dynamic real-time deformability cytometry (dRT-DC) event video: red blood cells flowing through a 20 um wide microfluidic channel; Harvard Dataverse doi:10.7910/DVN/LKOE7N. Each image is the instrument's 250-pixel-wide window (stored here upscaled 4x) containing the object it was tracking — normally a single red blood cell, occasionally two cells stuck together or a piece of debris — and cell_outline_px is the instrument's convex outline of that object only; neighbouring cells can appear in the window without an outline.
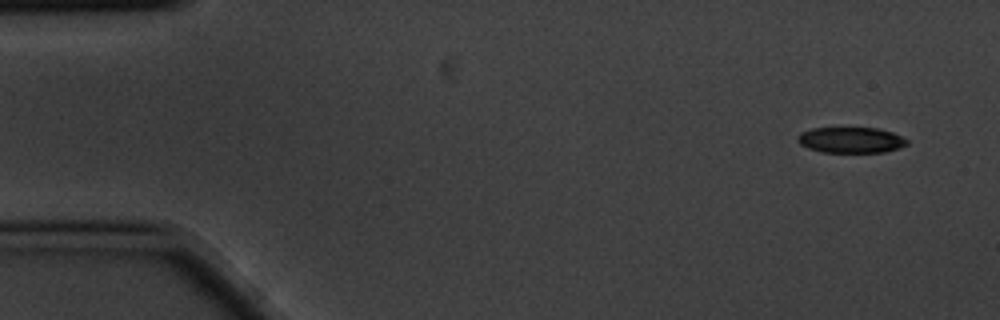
{"species": "common noctule bat (a hibernating species)", "species_latin": "Nyctalus noctula", "temperature_condition": "cold", "stored_images_in_passage": 4, "camera_frame_rate_fps": 3000, "um_per_image_px": 0.085, "animal": {"sex": "male", "body_mass_g": 20.1, "forearm_length_mm": 53.5}, "frame": {"image": 1, "passage_image": 1, "time_ms": 0.0, "image_size_px": [1000, 320], "cell_outline_px": [[908, 144], [900, 148], [884, 152], [820, 152], [808, 148], [800, 144], [796, 140], [796, 136], [800, 132], [812, 128], [876, 128], [892, 132], [908, 140]], "centroid_in_image_um": [72.29, 11.9], "position_along_channel_um": 12.7, "area_um2": 16.53}}
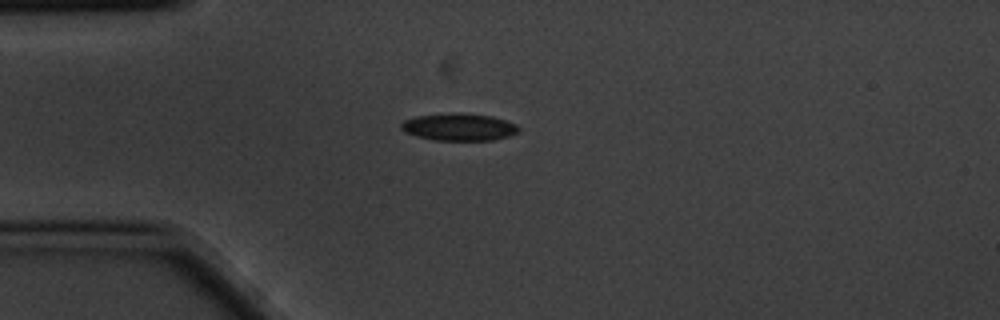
{"frame": {"image": 2, "passage_image": 3, "time_ms": 0.667, "image_size_px": [1000, 320], "cell_outline_px": [[520, 128], [516, 132], [508, 136], [492, 140], [436, 140], [416, 136], [404, 132], [400, 128], [400, 124], [404, 120], [416, 116], [492, 116], [516, 124]], "centroid_in_image_um": [38.99, 10.85], "position_along_channel_um": 46.0, "area_um2": 17.51}}
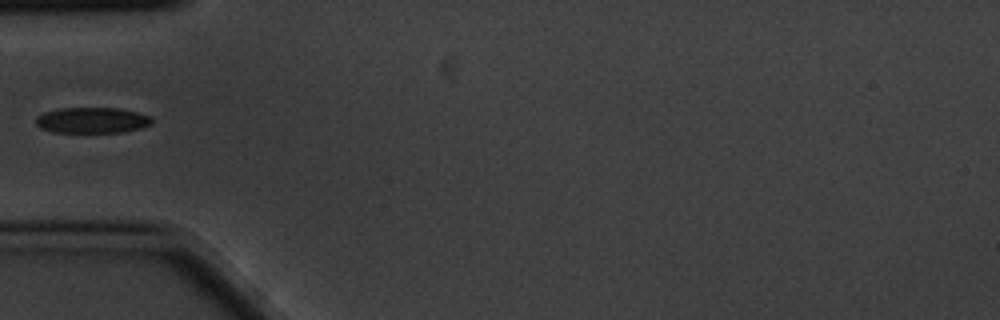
{"frame": {"image": 3, "passage_image": 4, "time_ms": 1.0, "image_size_px": [1000, 320], "cell_outline_px": [[152, 124], [140, 128], [124, 132], [52, 132], [40, 128], [36, 124], [36, 116], [44, 112], [56, 108], [120, 108], [136, 112], [148, 116], [152, 120]], "centroid_in_image_um": [7.79, 10.22], "position_along_channel_um": 77.2, "area_um2": 17.46}}